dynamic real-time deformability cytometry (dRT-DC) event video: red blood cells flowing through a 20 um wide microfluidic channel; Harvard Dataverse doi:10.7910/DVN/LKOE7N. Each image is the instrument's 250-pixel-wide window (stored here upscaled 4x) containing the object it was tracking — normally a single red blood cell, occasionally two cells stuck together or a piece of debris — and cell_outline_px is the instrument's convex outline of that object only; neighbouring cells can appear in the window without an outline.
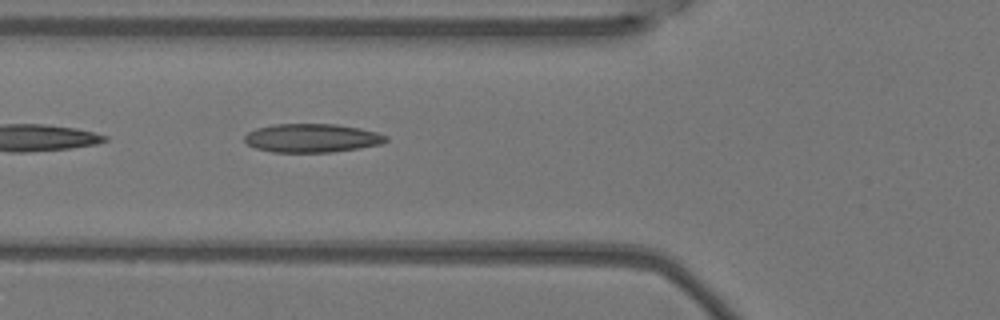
{"species": "Egyptian fruit bat (a non-hibernating species)", "species_latin": "Rousettus aegyptiacus", "temperature_condition": "warm", "stored_images_in_passage": 5, "camera_frame_rate_fps": 3000, "um_per_image_px": 0.085, "animal": {"sex": "female"}, "frame": {"image": 1, "passage_image": 5, "time_ms": 1.333, "image_size_px": [1000, 320], "cell_outline_px": [[388, 140], [380, 144], [360, 148], [332, 152], [272, 152], [256, 148], [248, 144], [244, 140], [244, 136], [248, 132], [256, 128], [276, 124], [336, 124], [360, 128], [376, 132], [388, 136]], "centroid_in_image_um": [26.52, 11.73], "position_along_channel_um": 99.3, "area_um2": 23.58}}